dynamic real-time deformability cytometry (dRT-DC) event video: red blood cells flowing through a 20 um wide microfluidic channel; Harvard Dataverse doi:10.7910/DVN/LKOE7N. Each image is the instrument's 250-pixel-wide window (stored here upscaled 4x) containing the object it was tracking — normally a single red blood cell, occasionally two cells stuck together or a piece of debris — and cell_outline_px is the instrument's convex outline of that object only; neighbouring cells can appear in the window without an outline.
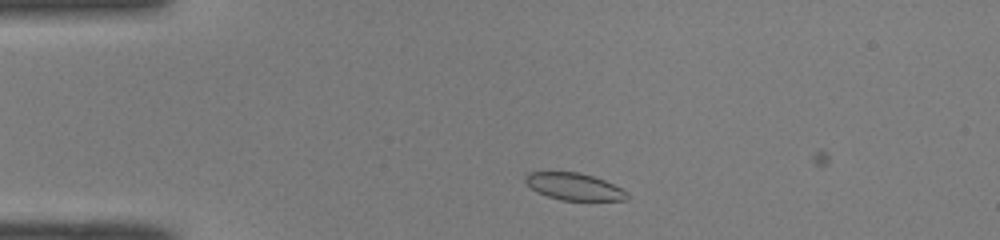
{"species": "common noctule bat (a hibernating species)", "species_latin": "Nyctalus noctula", "temperature_condition": "room temperature", "stored_images_in_passage": 7, "camera_frame_rate_fps": 3000, "um_per_image_px": 0.085, "animal": {"sex": "male", "body_mass_g": 19.0, "forearm_length_mm": 50.8}, "frame": {"image": 1, "passage_image": 4, "time_ms": 1.0, "image_size_px": [1000, 240], "cell_outline_px": [[628, 200], [560, 200], [536, 192], [524, 180], [524, 176], [528, 172], [580, 172], [604, 180], [628, 192]], "centroid_in_image_um": [48.78, 15.86], "position_along_channel_um": 36.2, "area_um2": 15.95}}